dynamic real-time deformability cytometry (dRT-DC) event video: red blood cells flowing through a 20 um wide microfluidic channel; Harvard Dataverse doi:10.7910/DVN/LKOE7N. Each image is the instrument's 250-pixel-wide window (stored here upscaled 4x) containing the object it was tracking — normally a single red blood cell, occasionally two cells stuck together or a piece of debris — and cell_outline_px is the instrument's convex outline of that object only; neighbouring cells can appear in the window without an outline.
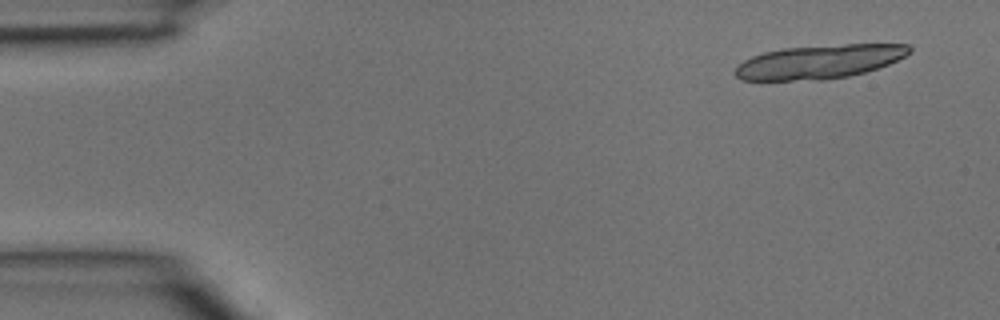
{"species": "common noctule bat (a hibernating species)", "species_latin": "Nyctalus noctula", "temperature_condition": "room temperature", "stored_images_in_passage": 9, "camera_frame_rate_fps": 3000, "um_per_image_px": 0.085, "animal": {"sex": "male", "body_mass_g": 15.6}, "frame": {"image": 1, "passage_image": 3, "time_ms": 0.667, "image_size_px": [1000, 320], "cell_outline_px": [[912, 52], [888, 64], [864, 72], [848, 76], [824, 80], [740, 80], [732, 72], [744, 60], [752, 56], [764, 52], [780, 48], [844, 44], [908, 44], [912, 48]], "centroid_in_image_um": [69.62, 5.24], "position_along_channel_um": 15.4, "area_um2": 34.39}}